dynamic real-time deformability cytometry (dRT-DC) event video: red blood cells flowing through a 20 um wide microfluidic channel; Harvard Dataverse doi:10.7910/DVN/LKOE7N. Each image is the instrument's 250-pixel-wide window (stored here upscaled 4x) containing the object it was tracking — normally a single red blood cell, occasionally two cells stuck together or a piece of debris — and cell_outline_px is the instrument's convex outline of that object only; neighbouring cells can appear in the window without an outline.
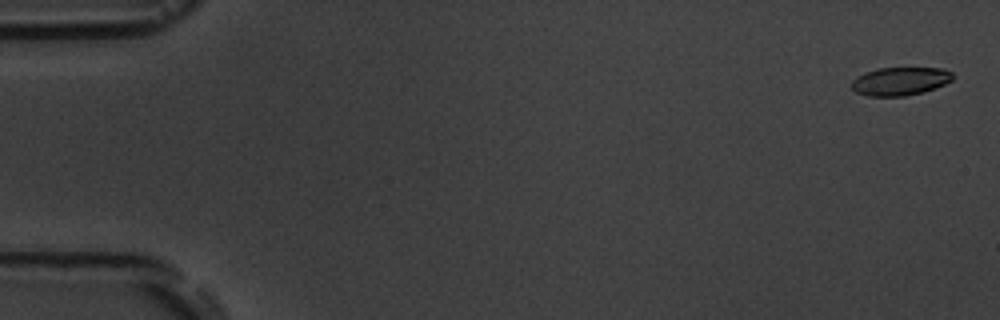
{"species": "common noctule bat (a hibernating species)", "species_latin": "Nyctalus noctula", "temperature_condition": "room temperature", "stored_images_in_passage": 7, "camera_frame_rate_fps": 3000, "um_per_image_px": 0.085, "animal": {"sex": "male", "body_mass_g": 19.5, "forearm_length_mm": 54.6}, "frame": {"image": 1, "passage_image": 1, "time_ms": 0.0, "image_size_px": [1000, 320], "cell_outline_px": [[952, 80], [936, 88], [924, 92], [904, 96], [868, 96], [856, 92], [852, 88], [852, 80], [856, 76], [864, 72], [880, 68], [944, 68], [952, 72]], "centroid_in_image_um": [76.5, 6.9], "position_along_channel_um": 8.5, "area_um2": 16.7}}
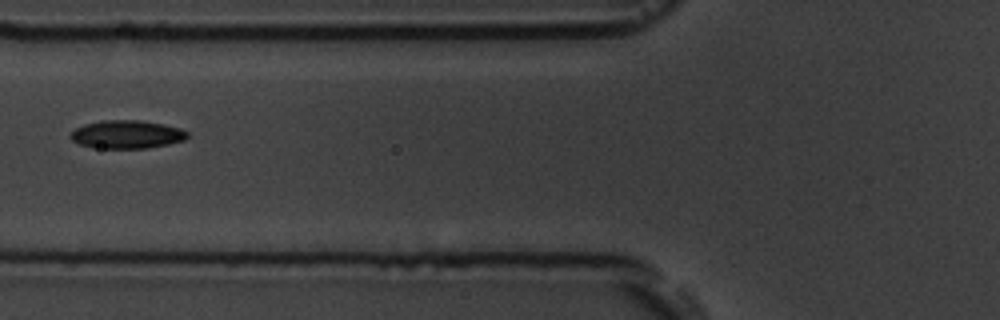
{"frame": {"image": 2, "passage_image": 7, "time_ms": 7.0, "image_size_px": [1000, 320], "cell_outline_px": [[188, 136], [184, 140], [168, 144], [148, 148], [92, 148], [80, 144], [72, 140], [68, 136], [76, 128], [84, 124], [104, 120], [140, 120], [164, 124], [180, 128], [188, 132]], "centroid_in_image_um": [10.77, 11.42], "position_along_channel_um": 115.0, "area_um2": 19.25}}